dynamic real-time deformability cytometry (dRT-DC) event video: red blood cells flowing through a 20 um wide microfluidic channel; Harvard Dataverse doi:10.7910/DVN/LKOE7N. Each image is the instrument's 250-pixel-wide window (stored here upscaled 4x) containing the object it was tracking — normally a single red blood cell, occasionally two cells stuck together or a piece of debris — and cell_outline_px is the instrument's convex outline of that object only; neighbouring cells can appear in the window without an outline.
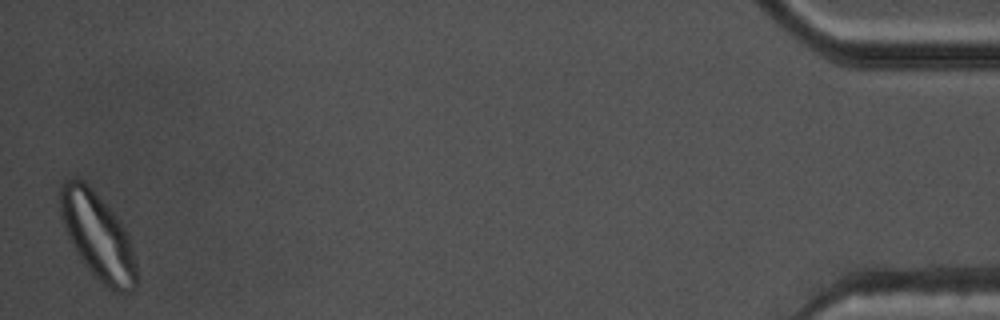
{"species": "common noctule bat (a hibernating species)", "species_latin": "Nyctalus noctula", "temperature_condition": "warm", "stored_images_in_passage": 47, "camera_frame_rate_fps": 3000, "um_per_image_px": 0.085, "animal": {"sex": "male", "body_mass_g": 17.5, "forearm_length_mm": 52.3}, "frame": {"image": 1, "passage_image": 47, "time_ms": 15.333, "image_size_px": [1000, 320], "cell_outline_px": [[136, 288], [132, 292], [116, 292], [104, 284], [84, 264], [76, 252], [68, 236], [60, 216], [60, 184], [76, 176], [84, 180], [120, 220], [128, 236], [132, 248], [136, 264]], "centroid_in_image_um": [8.3, 20.05], "position_along_channel_um": 426.9, "area_um2": 38.09}, "authors_computed_cell_mechanics": {"area_um2": 27.2816, "velocity_mm_per_s": 3.7084, "shape_relaxation_time_tau1_ms": 5.9621, "shape_relaxation_time_tau2_ms": 1.7326, "deformation_change_tau1": 0.1887, "deformation_change_tau2": 0.0741}}